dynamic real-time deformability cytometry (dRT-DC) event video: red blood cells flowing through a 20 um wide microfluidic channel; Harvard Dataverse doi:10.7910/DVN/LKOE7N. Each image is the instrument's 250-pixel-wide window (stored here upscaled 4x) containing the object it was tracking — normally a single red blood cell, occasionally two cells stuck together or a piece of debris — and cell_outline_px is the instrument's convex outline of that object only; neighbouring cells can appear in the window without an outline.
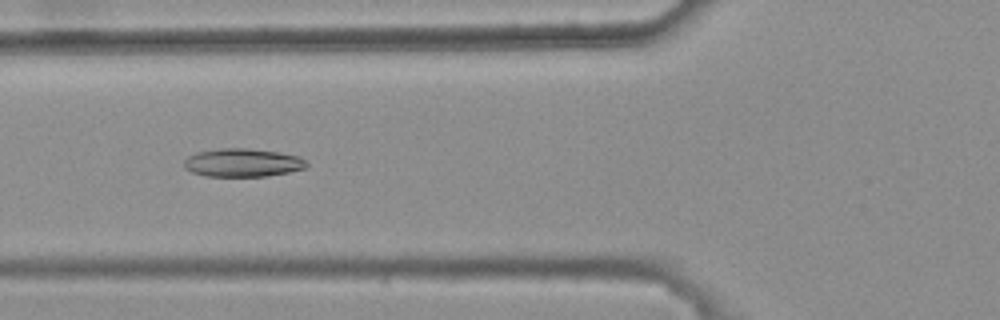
{"species": "common noctule bat (a hibernating species)", "species_latin": "Nyctalus noctula", "temperature_condition": "warm", "stored_images_in_passage": 6, "camera_frame_rate_fps": 3000, "um_per_image_px": 0.085, "animal": {"sex": "female", "body_mass_g": 25.1}, "frame": {"image": 1, "passage_image": 5, "time_ms": 1.333, "image_size_px": [1000, 320], "cell_outline_px": [[308, 164], [304, 168], [288, 172], [264, 176], [204, 176], [192, 172], [184, 168], [184, 160], [188, 156], [196, 152], [220, 148], [248, 148], [280, 152], [300, 156]], "centroid_in_image_um": [20.59, 13.82], "position_along_channel_um": 105.2, "area_um2": 20.23}}
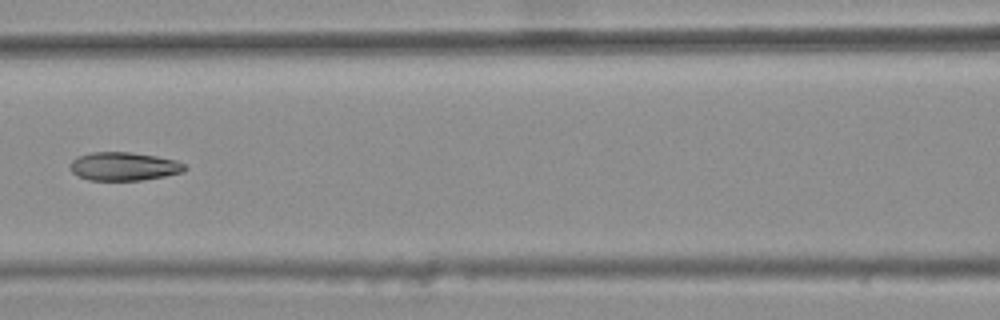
{"frame": {"image": 2, "passage_image": 6, "time_ms": 1.667, "image_size_px": [1000, 320], "cell_outline_px": [[188, 168], [184, 172], [144, 180], [88, 180], [76, 176], [68, 168], [68, 164], [76, 156], [92, 152], [128, 152], [156, 156], [176, 160], [184, 164]], "centroid_in_image_um": [10.48, 14.14], "position_along_channel_um": 156.1, "area_um2": 19.25}}